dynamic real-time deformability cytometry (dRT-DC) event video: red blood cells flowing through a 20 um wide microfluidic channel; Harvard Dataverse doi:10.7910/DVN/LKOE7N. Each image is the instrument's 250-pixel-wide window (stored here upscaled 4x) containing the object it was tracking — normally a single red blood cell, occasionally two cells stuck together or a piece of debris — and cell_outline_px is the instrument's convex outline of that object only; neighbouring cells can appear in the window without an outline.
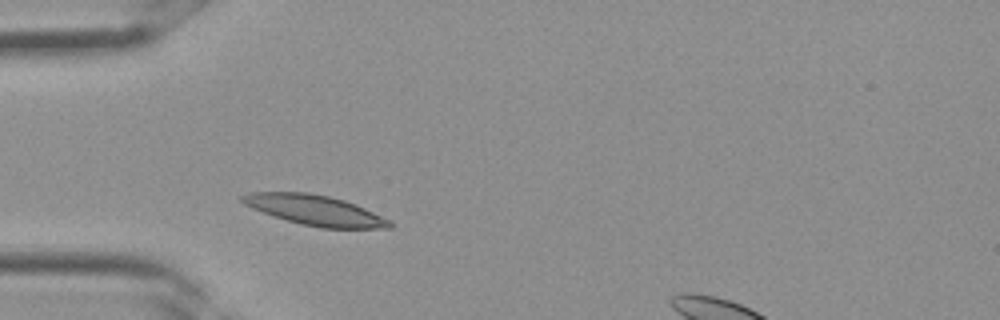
{"species": "Egyptian fruit bat (a non-hibernating species)", "species_latin": "Rousettus aegyptiacus", "temperature_condition": "room temperature", "stored_images_in_passage": 3, "camera_frame_rate_fps": 3000, "um_per_image_px": 0.085, "frame": {"image": 1, "passage_image": 2, "time_ms": 0.333, "image_size_px": [1000, 320], "cell_outline_px": [[392, 228], [320, 228], [300, 224], [252, 208], [244, 204], [240, 200], [240, 196], [248, 192], [308, 192], [328, 196], [344, 200], [356, 204], [392, 220]], "centroid_in_image_um": [26.8, 17.86], "position_along_channel_um": 58.2, "area_um2": 25.89}}